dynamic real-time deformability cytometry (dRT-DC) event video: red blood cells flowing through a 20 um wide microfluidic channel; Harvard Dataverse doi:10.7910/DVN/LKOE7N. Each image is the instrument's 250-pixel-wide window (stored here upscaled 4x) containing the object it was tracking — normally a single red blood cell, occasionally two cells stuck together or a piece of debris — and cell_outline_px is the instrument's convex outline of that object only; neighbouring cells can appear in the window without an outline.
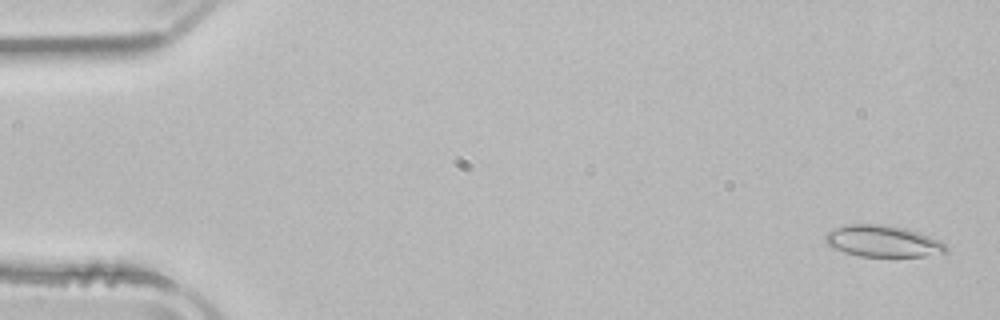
{"species": "common noctule bat (a hibernating species)", "species_latin": "Nyctalus noctula", "temperature_condition": "room temperature", "stored_images_in_passage": 52, "camera_frame_rate_fps": 3000, "um_per_image_px": 0.085, "animal": {"sex": "male", "body_mass_g": 21.5, "forearm_length_mm": 52.0}, "frame": {"image": 1, "passage_image": 2, "time_ms": 0.333, "image_size_px": [1000, 320], "cell_outline_px": [[948, 252], [924, 256], [860, 256], [844, 252], [832, 248], [824, 240], [824, 236], [828, 232], [836, 228], [848, 224], [880, 224], [904, 228], [928, 236], [944, 244], [948, 248]], "centroid_in_image_um": [75.0, 20.51], "position_along_channel_um": 10.0, "area_um2": 21.85}}
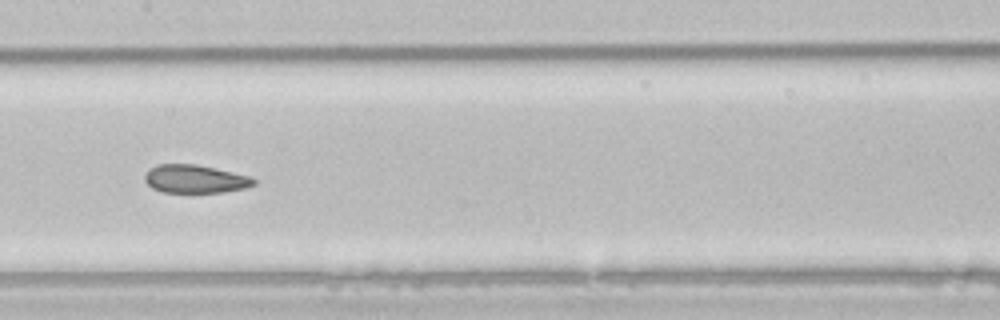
{"frame": {"image": 2, "passage_image": 26, "time_ms": 8.333, "image_size_px": [1000, 320], "cell_outline_px": [[256, 184], [244, 188], [224, 192], [160, 192], [152, 188], [144, 180], [144, 176], [148, 168], [156, 164], [196, 164], [252, 176], [256, 180]], "centroid_in_image_um": [16.57, 15.2], "position_along_channel_um": 190.8, "area_um2": 18.09}}
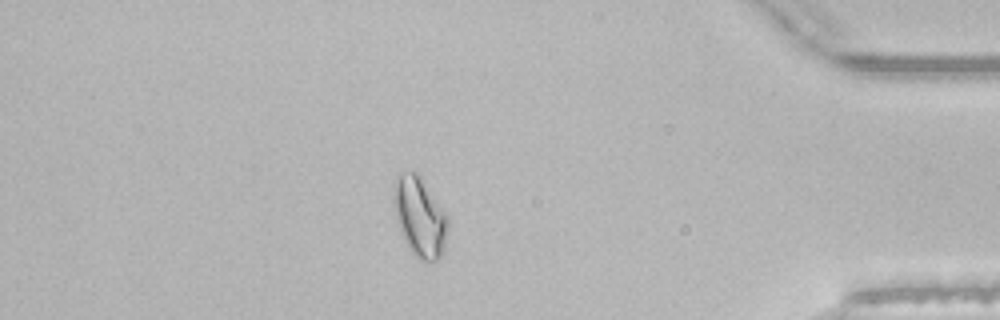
{"frame": {"image": 3, "passage_image": 45, "time_ms": 14.667, "image_size_px": [1000, 320], "cell_outline_px": [[448, 232], [444, 248], [440, 256], [436, 260], [420, 260], [408, 248], [396, 220], [392, 192], [392, 184], [396, 172], [420, 172], [448, 216]], "centroid_in_image_um": [35.66, 18.34], "position_along_channel_um": 399.5, "area_um2": 25.78}, "authors_computed_cell_mechanics": {"area_um2": 20.7791, "velocity_mm_per_s": 3.9199, "shape_relaxation_time_tau1_ms": null, "shape_relaxation_time_tau2_ms": 2.3829, "deformation_change_tau1": null, "deformation_change_tau2": 0.0627}}